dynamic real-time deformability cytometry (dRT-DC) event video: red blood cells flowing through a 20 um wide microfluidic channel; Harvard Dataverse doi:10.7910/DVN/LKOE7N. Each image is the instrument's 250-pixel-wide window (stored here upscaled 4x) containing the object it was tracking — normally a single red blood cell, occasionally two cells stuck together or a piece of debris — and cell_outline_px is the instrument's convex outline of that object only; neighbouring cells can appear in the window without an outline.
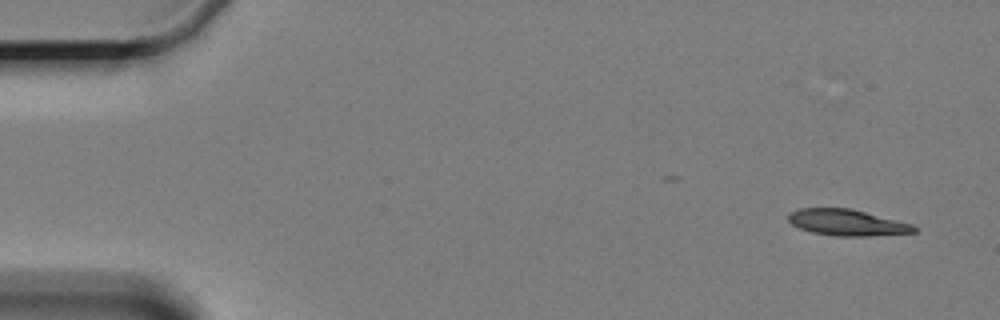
{"species": "Egyptian fruit bat (a non-hibernating species)", "species_latin": "Rousettus aegyptiacus", "temperature_condition": "cold", "stored_images_in_passage": 5, "camera_frame_rate_fps": 3000, "um_per_image_px": 0.085, "animal": {"sex": "female"}, "frame": {"image": 1, "passage_image": 1, "time_ms": 0.0, "image_size_px": [1000, 320], "cell_outline_px": [[916, 232], [868, 236], [836, 236], [812, 232], [800, 228], [792, 224], [788, 220], [788, 212], [800, 208], [848, 208], [912, 224], [916, 228]], "centroid_in_image_um": [71.95, 18.91], "position_along_channel_um": 13.1, "area_um2": 18.96}}
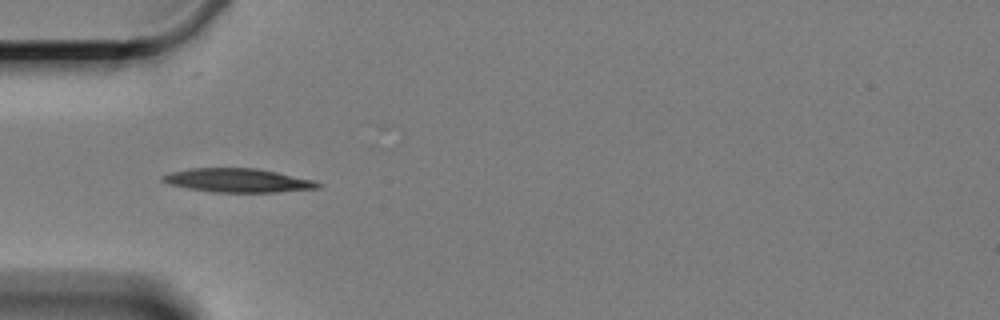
{"frame": {"image": 2, "passage_image": 5, "time_ms": 5.0, "image_size_px": [1000, 320], "cell_outline_px": [[320, 188], [276, 192], [212, 192], [188, 188], [168, 184], [160, 180], [160, 176], [172, 172], [192, 168], [256, 168], [276, 172], [312, 180], [320, 184]], "centroid_in_image_um": [20.16, 15.33], "position_along_channel_um": 64.8, "area_um2": 21.33}}